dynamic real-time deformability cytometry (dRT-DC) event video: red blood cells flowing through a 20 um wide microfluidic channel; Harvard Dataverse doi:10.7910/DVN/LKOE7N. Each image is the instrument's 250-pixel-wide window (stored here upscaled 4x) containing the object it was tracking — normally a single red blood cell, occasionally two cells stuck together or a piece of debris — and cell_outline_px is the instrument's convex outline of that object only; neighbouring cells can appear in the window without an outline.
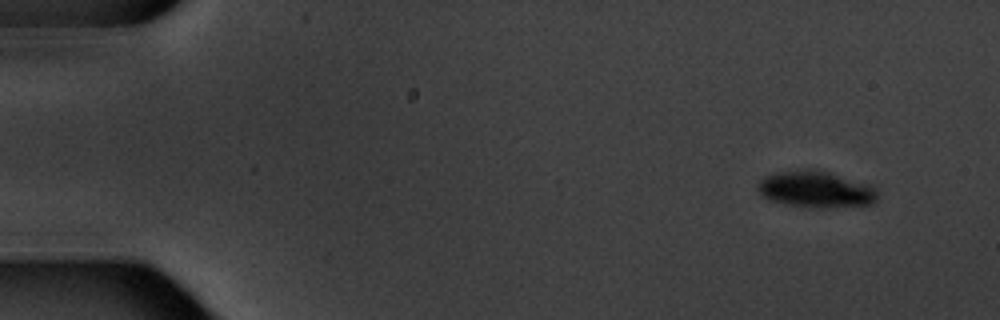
{"species": "common noctule bat (a hibernating species)", "species_latin": "Nyctalus noctula", "temperature_condition": "warm", "stored_images_in_passage": 10, "camera_frame_rate_fps": 3000, "um_per_image_px": 0.085, "animal": {"sex": "male", "body_mass_g": 20.1, "forearm_length_mm": 53.5}, "frame": {"image": 1, "passage_image": 1, "time_ms": 0.0, "image_size_px": [1000, 320], "cell_outline_px": [[876, 204], [820, 208], [788, 204], [772, 200], [764, 196], [756, 188], [756, 184], [764, 176], [780, 172], [816, 168], [876, 188]], "centroid_in_image_um": [69.32, 16.09], "position_along_channel_um": 15.7, "area_um2": 24.97}}
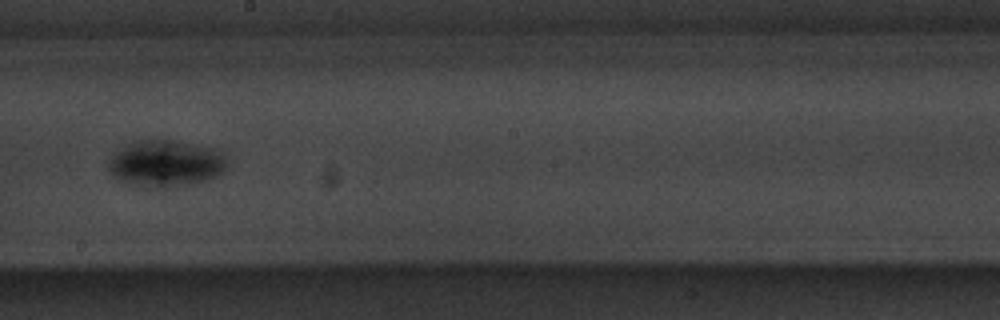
{"frame": {"image": 2, "passage_image": 9, "time_ms": 9.667, "image_size_px": [1000, 320], "cell_outline_px": [[228, 164], [224, 172], [216, 176], [192, 184], [172, 188], [148, 188], [120, 180], [108, 172], [108, 164], [112, 152], [136, 140], [172, 140], [216, 148], [224, 156]], "centroid_in_image_um": [14.08, 13.9], "position_along_channel_um": 234.1, "area_um2": 32.6}}
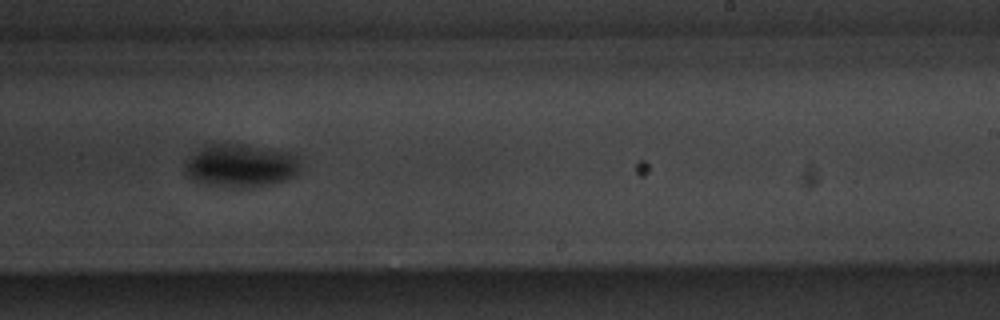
{"frame": {"image": 3, "passage_image": 10, "time_ms": 10.667, "image_size_px": [1000, 320], "cell_outline_px": [[300, 168], [292, 176], [284, 180], [272, 184], [252, 188], [236, 188], [208, 184], [192, 180], [184, 172], [184, 164], [192, 156], [208, 144], [244, 144], [296, 152]], "centroid_in_image_um": [20.5, 14.08], "position_along_channel_um": 268.5, "area_um2": 29.19}}